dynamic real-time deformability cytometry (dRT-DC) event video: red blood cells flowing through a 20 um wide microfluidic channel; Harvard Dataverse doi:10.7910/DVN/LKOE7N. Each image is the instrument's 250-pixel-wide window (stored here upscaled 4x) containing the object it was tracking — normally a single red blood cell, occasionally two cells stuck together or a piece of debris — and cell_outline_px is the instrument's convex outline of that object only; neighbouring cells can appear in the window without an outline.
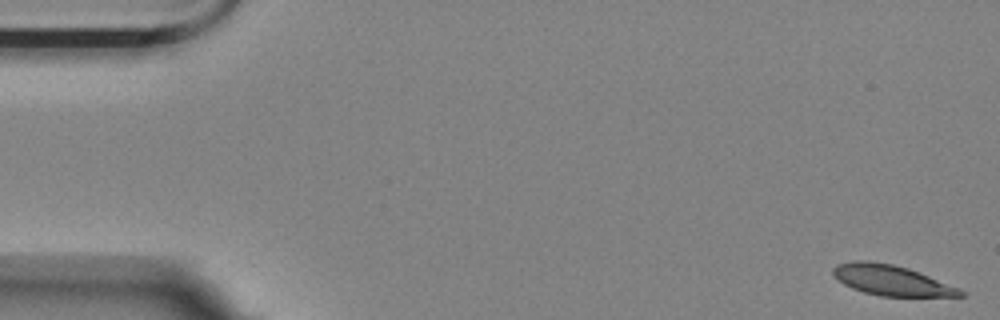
{"species": "Egyptian fruit bat (a non-hibernating species)", "species_latin": "Rousettus aegyptiacus", "temperature_condition": "room temperature", "stored_images_in_passage": 15, "camera_frame_rate_fps": 3000, "um_per_image_px": 0.085, "animal": {"sex": "female"}, "frame": {"image": 1, "passage_image": 1, "time_ms": 0.0, "image_size_px": [1000, 320], "cell_outline_px": [[964, 296], [880, 296], [864, 292], [852, 288], [844, 284], [832, 272], [832, 268], [836, 264], [852, 260], [868, 260], [892, 264], [908, 268], [960, 288], [964, 292]], "centroid_in_image_um": [75.75, 23.81], "position_along_channel_um": 9.3, "area_um2": 22.37}}
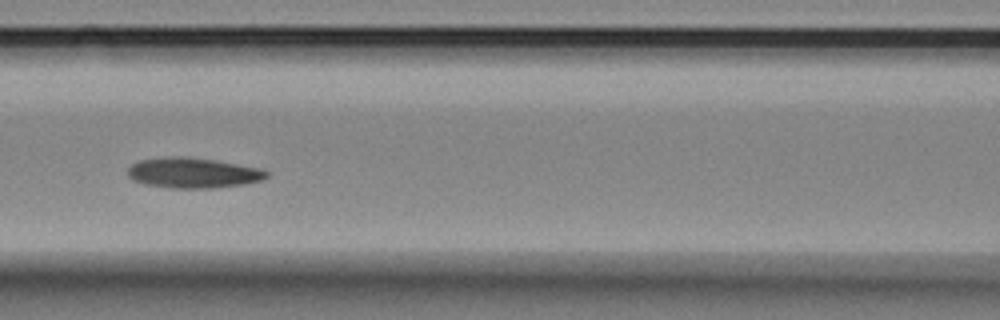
{"frame": {"image": 2, "passage_image": 7, "time_ms": 2.0, "image_size_px": [1000, 320], "cell_outline_px": [[268, 176], [264, 180], [244, 184], [212, 188], [172, 188], [144, 184], [132, 180], [128, 176], [128, 168], [132, 164], [140, 160], [164, 156], [188, 156], [216, 160], [264, 168], [268, 172]], "centroid_in_image_um": [16.43, 14.68], "position_along_channel_um": 150.2, "area_um2": 24.97}}
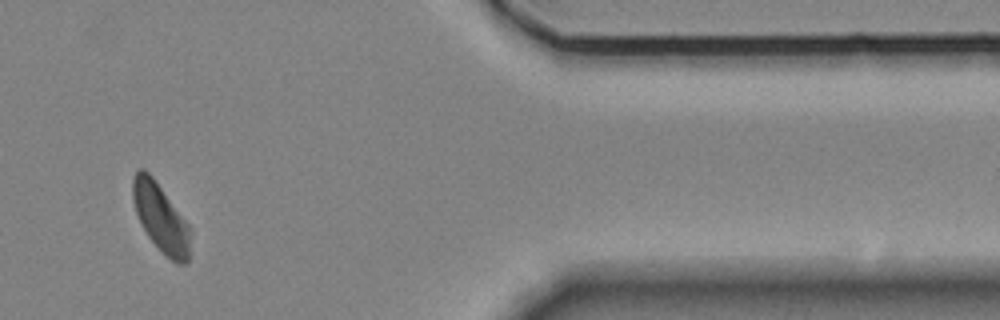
{"frame": {"image": 3, "passage_image": 13, "time_ms": 4.0, "image_size_px": [1000, 320], "cell_outline_px": [[192, 232], [188, 260], [184, 264], [176, 264], [148, 236], [136, 212], [132, 200], [132, 180], [136, 172], [140, 168], [144, 168], [152, 176], [192, 228]], "centroid_in_image_um": [13.69, 18.5], "position_along_channel_um": 397.7, "area_um2": 22.72}}